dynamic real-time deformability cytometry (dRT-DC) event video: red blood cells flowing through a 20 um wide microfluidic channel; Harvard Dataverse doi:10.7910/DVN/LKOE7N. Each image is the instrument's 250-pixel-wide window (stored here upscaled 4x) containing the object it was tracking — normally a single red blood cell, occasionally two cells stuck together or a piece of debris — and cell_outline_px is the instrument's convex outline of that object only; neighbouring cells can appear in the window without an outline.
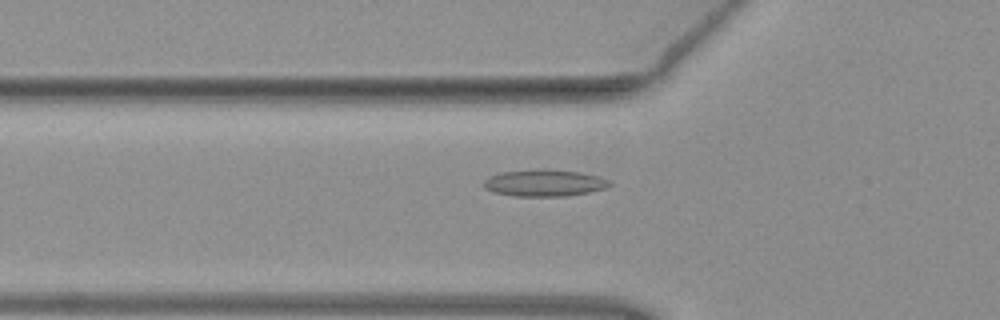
{"species": "common noctule bat (a hibernating species)", "species_latin": "Nyctalus noctula", "temperature_condition": "warm", "stored_images_in_passage": 47, "camera_frame_rate_fps": 3000, "um_per_image_px": 0.085, "animal": {"sex": "female", "body_mass_g": 19.3, "forearm_length_mm": 54.1}, "frame": {"image": 1, "passage_image": 13, "time_ms": 4.0, "image_size_px": [1000, 320], "cell_outline_px": [[612, 184], [604, 188], [588, 192], [564, 196], [516, 196], [496, 192], [484, 188], [484, 180], [488, 176], [500, 172], [540, 168], [544, 168], [580, 172], [600, 176], [612, 180]], "centroid_in_image_um": [46.29, 15.53], "position_along_channel_um": 79.5, "area_um2": 19.83}}
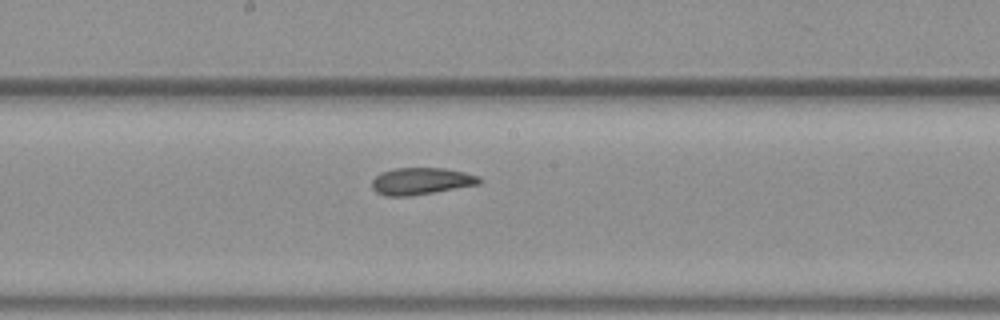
{"frame": {"image": 2, "passage_image": 23, "time_ms": 7.333, "image_size_px": [1000, 320], "cell_outline_px": [[484, 180], [480, 184], [408, 196], [384, 196], [376, 192], [372, 188], [372, 180], [380, 172], [392, 168], [444, 168], [464, 172], [480, 176]], "centroid_in_image_um": [35.79, 15.39], "position_along_channel_um": 212.4, "area_um2": 16.94}}
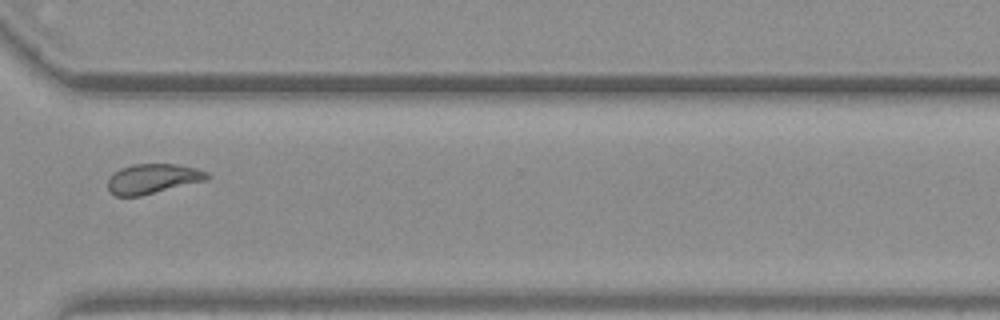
{"frame": {"image": 3, "passage_image": 34, "time_ms": 11.0, "image_size_px": [1000, 320], "cell_outline_px": [[212, 176], [208, 180], [140, 196], [116, 196], [108, 188], [108, 176], [112, 172], [120, 168], [132, 164], [176, 164], [196, 168], [208, 172]], "centroid_in_image_um": [13.0, 15.18], "position_along_channel_um": 357.6, "area_um2": 17.46}, "authors_computed_cell_mechanics": {"area_um2": 18.207, "velocity_mm_per_s": 3.9672, "shape_relaxation_time_tau1_ms": null, "shape_relaxation_time_tau2_ms": 1.7933, "deformation_change_tau1": null, "deformation_change_tau2": 0.0798}}